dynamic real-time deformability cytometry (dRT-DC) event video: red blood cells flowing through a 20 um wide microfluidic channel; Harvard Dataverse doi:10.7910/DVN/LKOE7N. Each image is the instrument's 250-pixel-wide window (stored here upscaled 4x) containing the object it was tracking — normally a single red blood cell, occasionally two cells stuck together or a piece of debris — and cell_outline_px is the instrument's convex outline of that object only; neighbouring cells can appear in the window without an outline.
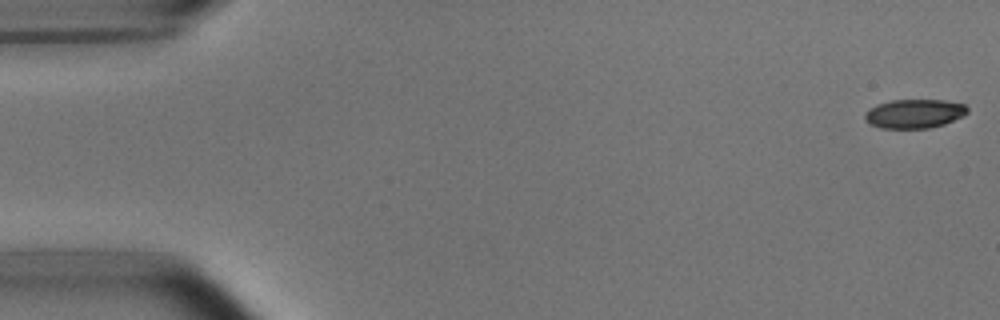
{"species": "common noctule bat (a hibernating species)", "species_latin": "Nyctalus noctula", "temperature_condition": "room temperature", "stored_images_in_passage": 49, "camera_frame_rate_fps": 3000, "um_per_image_px": 0.085, "animal": {"sex": "male", "body_mass_g": 15.6}, "frame": {"image": 1, "passage_image": 1, "time_ms": 0.0, "image_size_px": [1000, 320], "cell_outline_px": [[968, 112], [964, 116], [944, 124], [928, 128], [880, 128], [868, 124], [864, 120], [864, 116], [868, 108], [876, 104], [892, 100], [944, 100], [964, 104], [968, 108]], "centroid_in_image_um": [77.69, 9.66], "position_along_channel_um": 7.3, "area_um2": 17.51}}
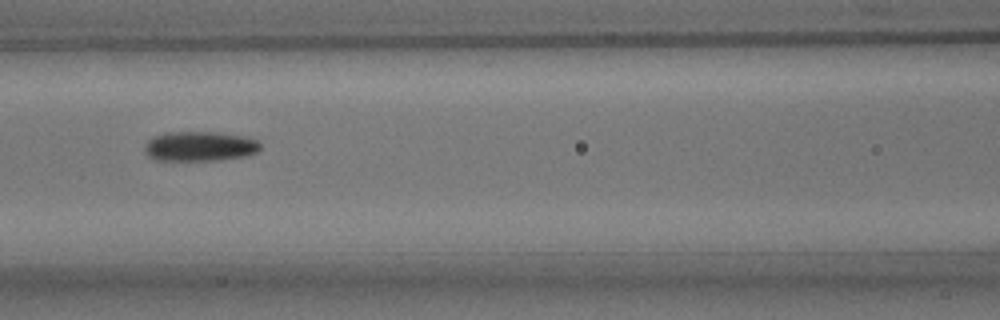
{"frame": {"image": 2, "passage_image": 23, "time_ms": 7.333, "image_size_px": [1000, 320], "cell_outline_px": [[260, 148], [256, 152], [248, 156], [220, 160], [156, 160], [148, 156], [144, 152], [144, 144], [152, 136], [164, 132], [220, 132], [244, 136], [256, 140], [260, 144]], "centroid_in_image_um": [16.95, 12.43], "position_along_channel_um": 149.7, "area_um2": 20.35}}
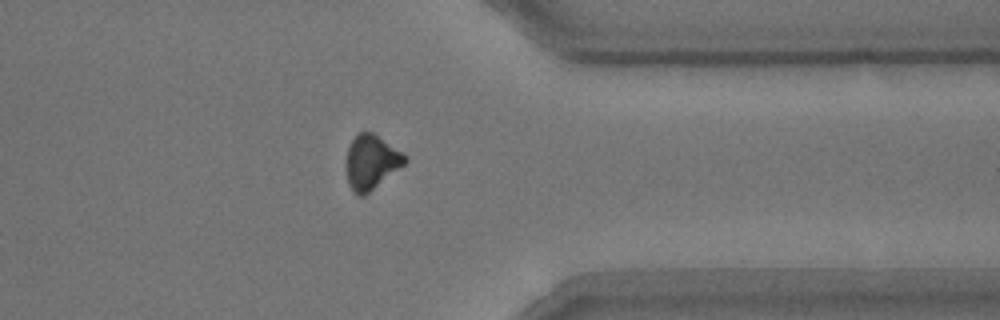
{"frame": {"image": 3, "passage_image": 42, "time_ms": 13.667, "image_size_px": [1000, 320], "cell_outline_px": [[408, 160], [404, 164], [364, 196], [356, 196], [352, 192], [348, 184], [344, 164], [348, 148], [356, 132], [372, 132], [400, 152]], "centroid_in_image_um": [31.47, 13.8], "position_along_channel_um": 379.9, "area_um2": 18.5}}